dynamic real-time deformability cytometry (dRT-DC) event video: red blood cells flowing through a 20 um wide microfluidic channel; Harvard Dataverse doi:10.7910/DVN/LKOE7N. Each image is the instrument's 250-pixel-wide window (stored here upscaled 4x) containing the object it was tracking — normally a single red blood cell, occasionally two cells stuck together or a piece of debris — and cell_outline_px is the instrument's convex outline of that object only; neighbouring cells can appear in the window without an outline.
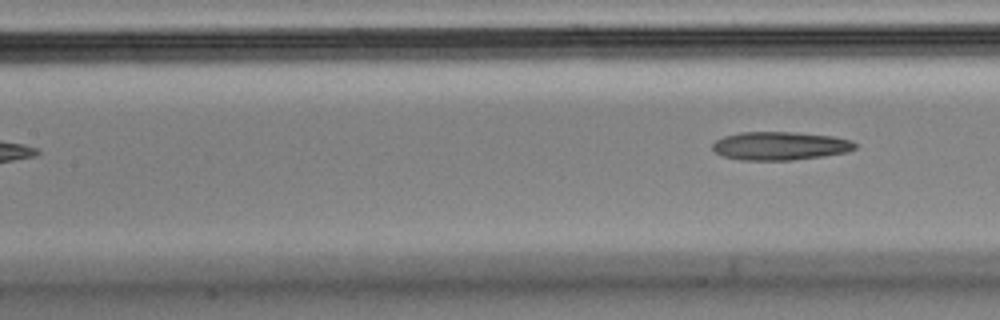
{"species": "Egyptian fruit bat (a non-hibernating species)", "species_latin": "Rousettus aegyptiacus", "temperature_condition": "cold", "stored_images_in_passage": 5, "segment_of_instrument_passage": [2, 2], "camera_frame_rate_fps": 3000, "um_per_image_px": 0.085, "animal": {"sex": "male"}, "frame": {"image": 1, "passage_image": 5, "time_ms": 1.333, "image_size_px": [1000, 320], "cell_outline_px": [[856, 148], [848, 152], [792, 160], [740, 160], [724, 156], [716, 152], [712, 148], [712, 144], [716, 140], [724, 136], [740, 132], [792, 132], [832, 136], [852, 140], [856, 144]], "centroid_in_image_um": [66.3, 12.39], "position_along_channel_um": 141.1, "area_um2": 23.47}}